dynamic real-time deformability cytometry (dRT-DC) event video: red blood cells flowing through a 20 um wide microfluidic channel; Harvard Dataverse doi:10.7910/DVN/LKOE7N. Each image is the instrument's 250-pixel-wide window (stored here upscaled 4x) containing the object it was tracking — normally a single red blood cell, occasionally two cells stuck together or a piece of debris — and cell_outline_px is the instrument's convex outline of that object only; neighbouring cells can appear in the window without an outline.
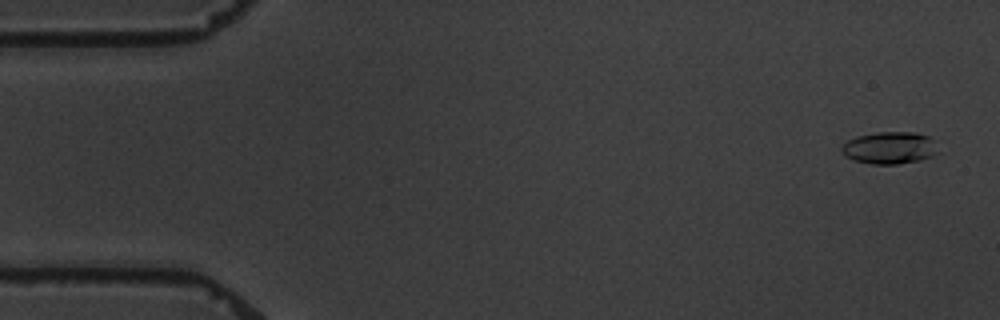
{"species": "common noctule bat (a hibernating species)", "species_latin": "Nyctalus noctula", "temperature_condition": "warm", "stored_images_in_passage": 6, "camera_frame_rate_fps": 3000, "um_per_image_px": 0.085, "animal": {"sex": "male", "body_mass_g": 19.5, "forearm_length_mm": 54.6}, "frame": {"image": 1, "passage_image": 1, "time_ms": 0.0, "image_size_px": [1000, 320], "cell_outline_px": [[940, 152], [932, 156], [920, 160], [896, 164], [872, 164], [856, 160], [844, 156], [840, 148], [848, 140], [856, 136], [876, 132], [916, 132], [928, 136], [932, 140]], "centroid_in_image_um": [75.62, 12.56], "position_along_channel_um": 9.4, "area_um2": 18.09}}
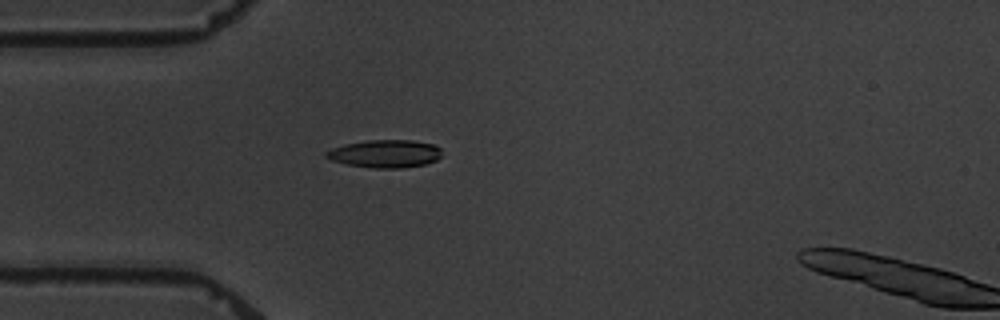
{"frame": {"image": 2, "passage_image": 5, "time_ms": 4.667, "image_size_px": [1000, 320], "cell_outline_px": [[440, 156], [436, 160], [424, 164], [404, 168], [372, 168], [348, 164], [332, 160], [324, 156], [324, 152], [332, 148], [344, 144], [368, 140], [412, 140], [432, 144], [440, 148]], "centroid_in_image_um": [32.71, 13.06], "position_along_channel_um": 52.3, "area_um2": 18.67}}